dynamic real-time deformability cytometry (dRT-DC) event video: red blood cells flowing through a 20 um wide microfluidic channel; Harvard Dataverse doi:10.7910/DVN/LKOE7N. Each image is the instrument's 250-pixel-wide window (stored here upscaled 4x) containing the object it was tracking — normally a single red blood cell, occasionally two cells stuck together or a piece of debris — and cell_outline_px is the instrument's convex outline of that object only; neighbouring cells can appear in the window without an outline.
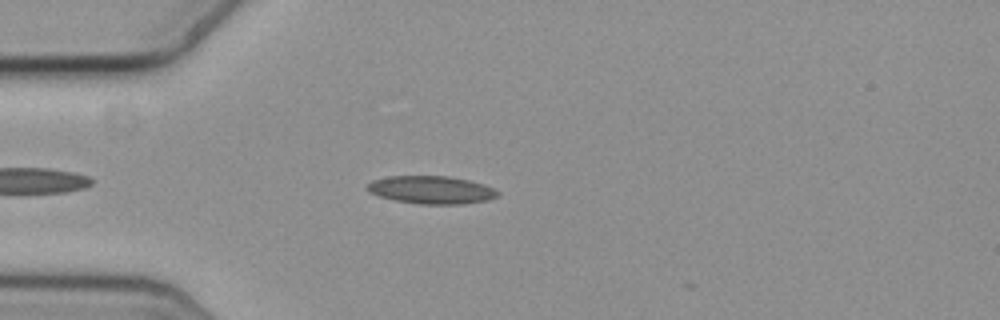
{"species": "common noctule bat (a hibernating species)", "species_latin": "Nyctalus noctula", "temperature_condition": "cold", "stored_images_in_passage": 43, "camera_frame_rate_fps": 3000, "um_per_image_px": 0.085, "animal": {"sex": "female", "body_mass_g": 19.3, "forearm_length_mm": 54.1}, "frame": {"image": 1, "passage_image": 7, "time_ms": 2.0, "image_size_px": [1000, 320], "cell_outline_px": [[500, 192], [496, 196], [488, 200], [464, 204], [420, 204], [396, 200], [380, 196], [368, 192], [368, 184], [372, 180], [388, 176], [448, 176], [468, 180], [484, 184]], "centroid_in_image_um": [36.67, 16.14], "position_along_channel_um": 48.3, "area_um2": 21.04}}
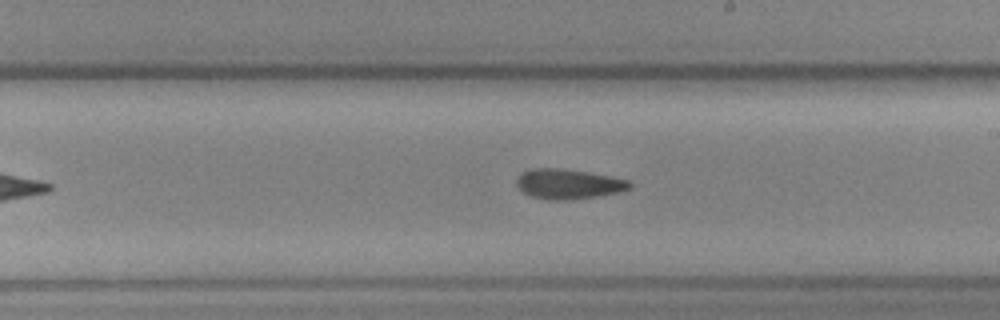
{"frame": {"image": 2, "passage_image": 24, "time_ms": 7.667, "image_size_px": [1000, 320], "cell_outline_px": [[632, 188], [624, 192], [600, 196], [568, 200], [548, 200], [532, 196], [524, 192], [516, 184], [516, 180], [524, 172], [532, 168], [564, 168], [612, 176], [632, 180]], "centroid_in_image_um": [48.42, 15.64], "position_along_channel_um": 240.6, "area_um2": 20.06}}
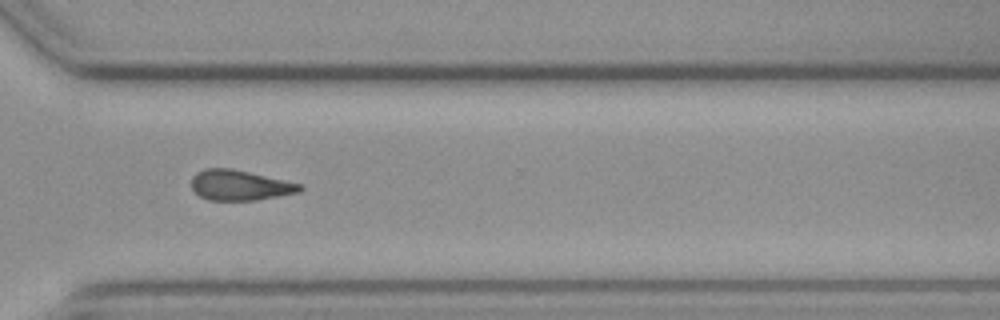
{"frame": {"image": 3, "passage_image": 33, "time_ms": 10.667, "image_size_px": [1000, 320], "cell_outline_px": [[304, 188], [300, 192], [256, 200], [208, 200], [200, 196], [192, 188], [192, 176], [196, 172], [204, 168], [232, 168], [304, 184]], "centroid_in_image_um": [20.41, 15.73], "position_along_channel_um": 350.2, "area_um2": 19.31}, "authors_computed_cell_mechanics": {"area_um2": 19.8254, "velocity_mm_per_s": 3.6534, "shape_relaxation_time_tau1_ms": 6.4122, "shape_relaxation_time_tau2_ms": null, "deformation_change_tau1": 0.1542, "deformation_change_tau2": null}}